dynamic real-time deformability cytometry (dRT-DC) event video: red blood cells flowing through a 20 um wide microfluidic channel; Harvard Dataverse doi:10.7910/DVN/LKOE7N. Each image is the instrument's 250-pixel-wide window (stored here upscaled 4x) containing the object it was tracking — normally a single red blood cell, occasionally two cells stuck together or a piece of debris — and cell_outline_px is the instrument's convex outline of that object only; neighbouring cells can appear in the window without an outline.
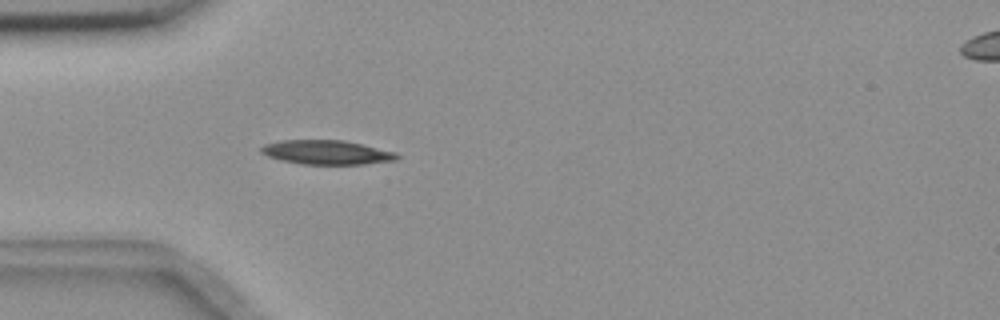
{"species": "common noctule bat (a hibernating species)", "species_latin": "Nyctalus noctula", "temperature_condition": "room temperature", "stored_images_in_passage": 5, "camera_frame_rate_fps": 3000, "um_per_image_px": 0.085, "animal": {"sex": "female", "body_mass_g": 18.4}, "frame": {"image": 1, "passage_image": 5, "time_ms": 1.333, "image_size_px": [1000, 320], "cell_outline_px": [[400, 156], [396, 160], [364, 164], [300, 164], [280, 160], [268, 156], [260, 152], [260, 148], [264, 144], [280, 140], [344, 140], [396, 152]], "centroid_in_image_um": [27.75, 12.95], "position_along_channel_um": 57.3, "area_um2": 19.19}}